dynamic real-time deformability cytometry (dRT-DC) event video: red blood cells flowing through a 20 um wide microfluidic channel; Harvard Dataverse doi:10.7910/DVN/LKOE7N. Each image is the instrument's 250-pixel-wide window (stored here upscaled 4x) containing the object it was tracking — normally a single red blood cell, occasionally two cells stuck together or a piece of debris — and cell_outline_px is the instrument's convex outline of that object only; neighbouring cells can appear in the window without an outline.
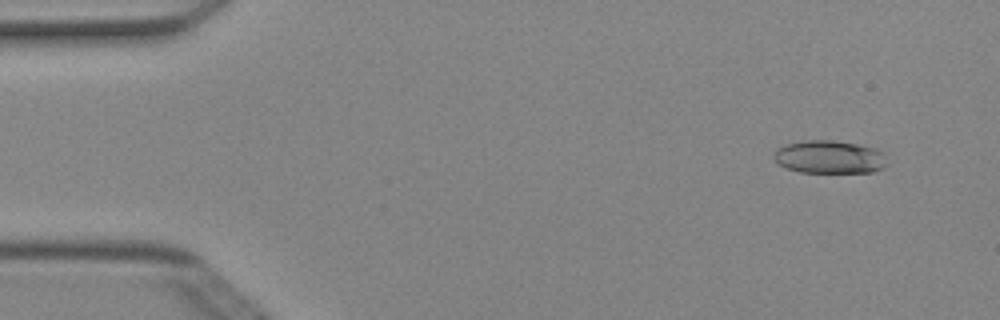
{"species": "Egyptian fruit bat (a non-hibernating species)", "species_latin": "Rousettus aegyptiacus", "temperature_condition": "cold", "stored_images_in_passage": 50, "camera_frame_rate_fps": 3000, "um_per_image_px": 0.085, "animal": {"sex": "female"}, "frame": {"image": 1, "passage_image": 4, "time_ms": 1.0, "image_size_px": [1000, 320], "cell_outline_px": [[888, 164], [884, 168], [872, 172], [800, 172], [788, 168], [780, 164], [772, 156], [776, 148], [788, 144], [804, 140], [828, 140], [856, 144], [876, 148], [884, 152]], "centroid_in_image_um": [70.54, 13.35], "position_along_channel_um": 14.5, "area_um2": 21.79}}
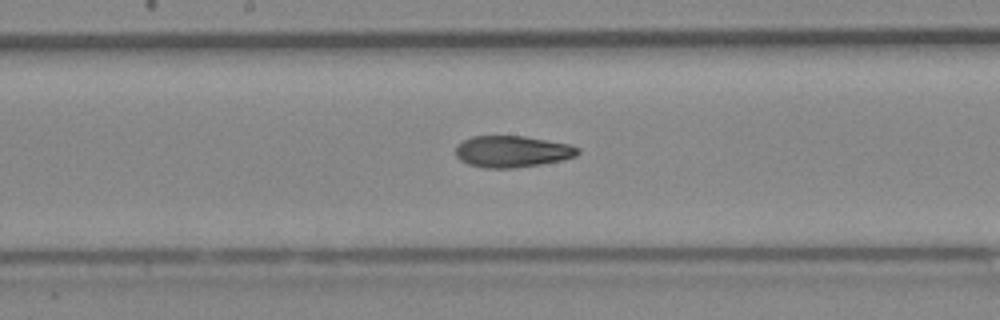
{"frame": {"image": 2, "passage_image": 26, "time_ms": 8.333, "image_size_px": [1000, 320], "cell_outline_px": [[580, 152], [576, 156], [560, 160], [540, 164], [512, 168], [484, 168], [468, 164], [460, 160], [456, 156], [456, 144], [472, 136], [524, 136], [568, 144], [580, 148]], "centroid_in_image_um": [43.51, 12.88], "position_along_channel_um": 204.7, "area_um2": 22.37}}
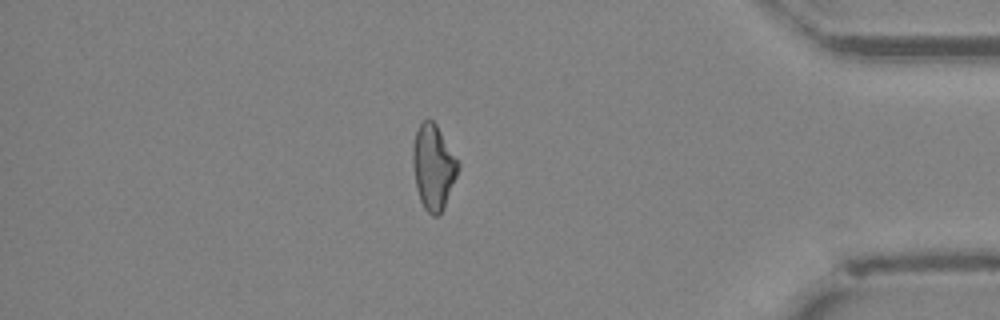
{"frame": {"image": 3, "passage_image": 43, "time_ms": 14.0, "image_size_px": [1000, 320], "cell_outline_px": [[460, 168], [444, 208], [436, 216], [432, 216], [424, 208], [420, 200], [416, 188], [412, 164], [412, 148], [416, 132], [420, 124], [424, 120], [432, 120], [436, 124], [460, 164]], "centroid_in_image_um": [36.83, 14.21], "position_along_channel_um": 398.4, "area_um2": 22.37}, "authors_computed_cell_mechanics": {"area_um2": 22.4842, "velocity_mm_per_s": 4.0361, "shape_relaxation_time_tau1_ms": 7.1514, "shape_relaxation_time_tau2_ms": 3.1506, "deformation_change_tau1": 0.1918, "deformation_change_tau2": 0.1041}}